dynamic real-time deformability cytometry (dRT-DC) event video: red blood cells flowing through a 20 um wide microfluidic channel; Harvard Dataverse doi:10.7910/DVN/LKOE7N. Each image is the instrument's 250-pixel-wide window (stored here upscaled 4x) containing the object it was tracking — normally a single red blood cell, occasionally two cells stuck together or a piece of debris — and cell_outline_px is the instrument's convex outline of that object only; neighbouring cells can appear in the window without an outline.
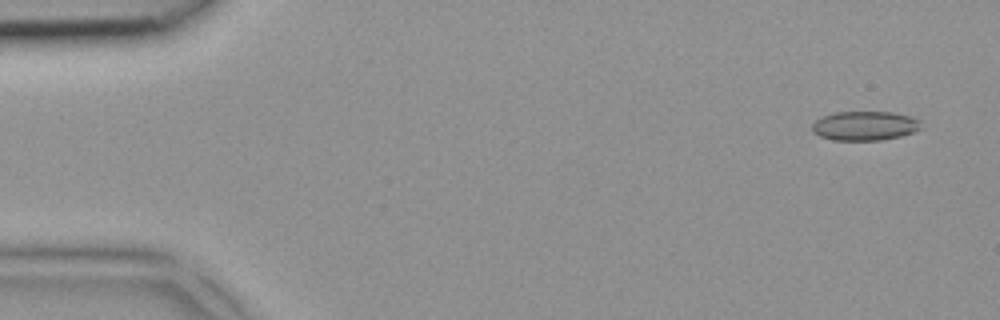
{"species": "common noctule bat (a hibernating species)", "species_latin": "Nyctalus noctula", "temperature_condition": "room temperature", "stored_images_in_passage": 3, "camera_frame_rate_fps": 3000, "um_per_image_px": 0.085, "animal": {"sex": "female", "body_mass_g": 18.4}, "frame": {"image": 1, "passage_image": 1, "time_ms": 0.0, "image_size_px": [1000, 320], "cell_outline_px": [[924, 128], [900, 136], [880, 140], [832, 140], [820, 136], [812, 132], [812, 124], [816, 120], [832, 112], [892, 112], [912, 116], [920, 120]], "centroid_in_image_um": [73.53, 10.69], "position_along_channel_um": 11.5, "area_um2": 18.73}}